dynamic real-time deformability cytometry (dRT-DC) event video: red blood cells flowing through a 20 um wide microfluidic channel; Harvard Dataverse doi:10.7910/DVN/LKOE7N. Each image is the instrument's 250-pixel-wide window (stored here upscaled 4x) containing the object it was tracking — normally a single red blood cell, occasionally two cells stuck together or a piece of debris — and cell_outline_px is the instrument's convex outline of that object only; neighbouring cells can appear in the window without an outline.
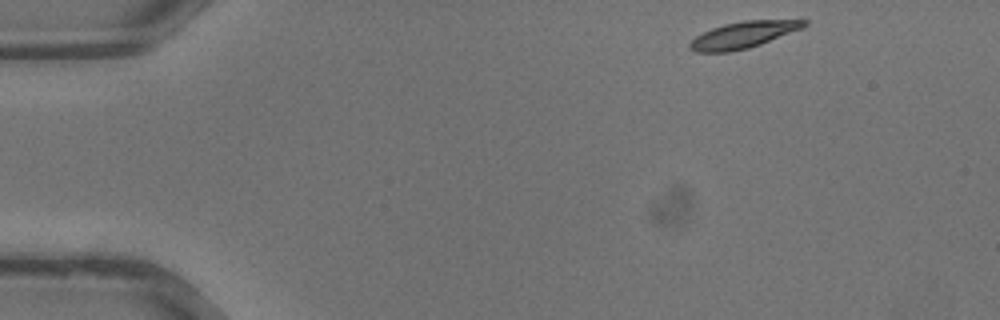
{"species": "common noctule bat (a hibernating species)", "species_latin": "Nyctalus noctula", "temperature_condition": "warm", "stored_images_in_passage": 18, "camera_frame_rate_fps": 3000, "um_per_image_px": 0.085, "animal": {"sex": "male", "body_mass_g": 13.3}, "frame": {"image": 1, "passage_image": 1, "time_ms": 0.0, "image_size_px": [1000, 320], "cell_outline_px": [[808, 24], [804, 28], [760, 44], [748, 48], [728, 52], [696, 52], [688, 48], [688, 44], [696, 36], [712, 28], [724, 24], [744, 20], [808, 20]], "centroid_in_image_um": [63.19, 2.96], "position_along_channel_um": 21.8, "area_um2": 17.63}}
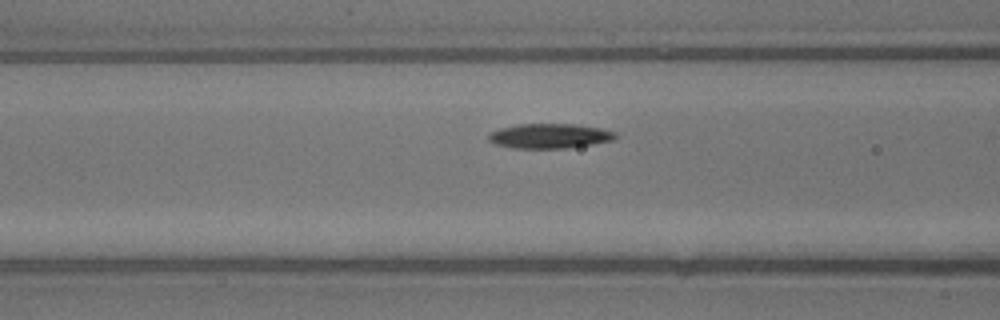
{"frame": {"image": 2, "passage_image": 11, "time_ms": 3.333, "image_size_px": [1000, 320], "cell_outline_px": [[616, 136], [612, 140], [592, 144], [568, 148], [512, 148], [496, 144], [488, 140], [488, 136], [492, 132], [500, 128], [520, 124], [576, 124], [600, 128], [616, 132]], "centroid_in_image_um": [46.72, 11.56], "position_along_channel_um": 119.9, "area_um2": 18.15}}
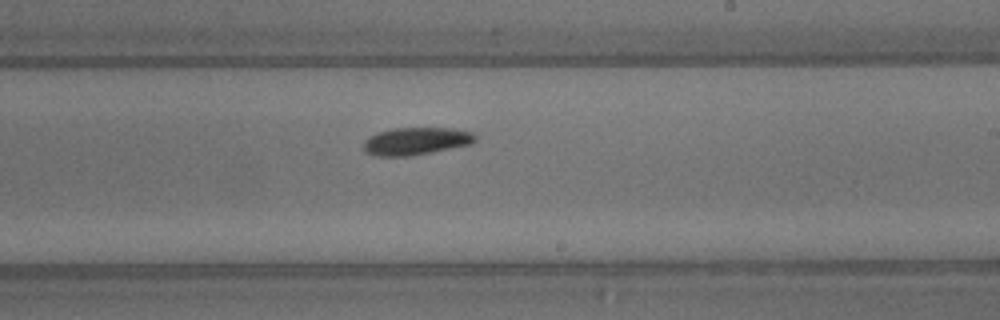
{"frame": {"image": 3, "passage_image": 18, "time_ms": 5.667, "image_size_px": [1000, 320], "cell_outline_px": [[476, 140], [472, 144], [432, 152], [408, 156], [376, 156], [364, 152], [364, 140], [368, 136], [376, 132], [392, 128], [456, 128], [472, 132], [476, 136]], "centroid_in_image_um": [35.35, 11.99], "position_along_channel_um": 253.7, "area_um2": 18.15}}